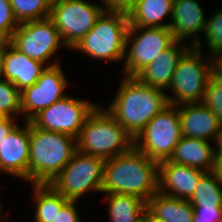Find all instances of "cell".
<instances>
[{"instance_id":"14","label":"cell","mask_w":222,"mask_h":222,"mask_svg":"<svg viewBox=\"0 0 222 222\" xmlns=\"http://www.w3.org/2000/svg\"><path fill=\"white\" fill-rule=\"evenodd\" d=\"M18 125L0 142V170L28 182L30 154V122Z\"/></svg>"},{"instance_id":"27","label":"cell","mask_w":222,"mask_h":222,"mask_svg":"<svg viewBox=\"0 0 222 222\" xmlns=\"http://www.w3.org/2000/svg\"><path fill=\"white\" fill-rule=\"evenodd\" d=\"M18 113H21L20 91L13 83L0 78V117H12Z\"/></svg>"},{"instance_id":"3","label":"cell","mask_w":222,"mask_h":222,"mask_svg":"<svg viewBox=\"0 0 222 222\" xmlns=\"http://www.w3.org/2000/svg\"><path fill=\"white\" fill-rule=\"evenodd\" d=\"M75 140L71 135L40 129L30 123L28 182L50 184L77 151Z\"/></svg>"},{"instance_id":"21","label":"cell","mask_w":222,"mask_h":222,"mask_svg":"<svg viewBox=\"0 0 222 222\" xmlns=\"http://www.w3.org/2000/svg\"><path fill=\"white\" fill-rule=\"evenodd\" d=\"M174 0H138L129 11V27H162L169 28L170 23H161L166 15L173 11Z\"/></svg>"},{"instance_id":"13","label":"cell","mask_w":222,"mask_h":222,"mask_svg":"<svg viewBox=\"0 0 222 222\" xmlns=\"http://www.w3.org/2000/svg\"><path fill=\"white\" fill-rule=\"evenodd\" d=\"M65 78L60 65L53 63L46 67L35 84L20 92L21 114H26V121L66 96L63 94L67 86Z\"/></svg>"},{"instance_id":"1","label":"cell","mask_w":222,"mask_h":222,"mask_svg":"<svg viewBox=\"0 0 222 222\" xmlns=\"http://www.w3.org/2000/svg\"><path fill=\"white\" fill-rule=\"evenodd\" d=\"M159 163L133 147L105 160L101 192L135 195L146 202L158 192Z\"/></svg>"},{"instance_id":"34","label":"cell","mask_w":222,"mask_h":222,"mask_svg":"<svg viewBox=\"0 0 222 222\" xmlns=\"http://www.w3.org/2000/svg\"><path fill=\"white\" fill-rule=\"evenodd\" d=\"M13 117H0V142L17 126Z\"/></svg>"},{"instance_id":"33","label":"cell","mask_w":222,"mask_h":222,"mask_svg":"<svg viewBox=\"0 0 222 222\" xmlns=\"http://www.w3.org/2000/svg\"><path fill=\"white\" fill-rule=\"evenodd\" d=\"M138 0H102L105 11L129 13Z\"/></svg>"},{"instance_id":"11","label":"cell","mask_w":222,"mask_h":222,"mask_svg":"<svg viewBox=\"0 0 222 222\" xmlns=\"http://www.w3.org/2000/svg\"><path fill=\"white\" fill-rule=\"evenodd\" d=\"M96 104L65 96L36 114L29 122L40 129L65 133L75 138Z\"/></svg>"},{"instance_id":"6","label":"cell","mask_w":222,"mask_h":222,"mask_svg":"<svg viewBox=\"0 0 222 222\" xmlns=\"http://www.w3.org/2000/svg\"><path fill=\"white\" fill-rule=\"evenodd\" d=\"M200 50L194 46L183 54L173 73L169 89L175 96H168V104L179 105L202 103L210 76L214 73V60L211 65L203 63Z\"/></svg>"},{"instance_id":"15","label":"cell","mask_w":222,"mask_h":222,"mask_svg":"<svg viewBox=\"0 0 222 222\" xmlns=\"http://www.w3.org/2000/svg\"><path fill=\"white\" fill-rule=\"evenodd\" d=\"M204 173L203 170L173 163L169 160L160 162L158 167V192L188 200Z\"/></svg>"},{"instance_id":"32","label":"cell","mask_w":222,"mask_h":222,"mask_svg":"<svg viewBox=\"0 0 222 222\" xmlns=\"http://www.w3.org/2000/svg\"><path fill=\"white\" fill-rule=\"evenodd\" d=\"M76 201H68L61 209L53 222H80Z\"/></svg>"},{"instance_id":"18","label":"cell","mask_w":222,"mask_h":222,"mask_svg":"<svg viewBox=\"0 0 222 222\" xmlns=\"http://www.w3.org/2000/svg\"><path fill=\"white\" fill-rule=\"evenodd\" d=\"M47 66L31 59L9 43L3 58L1 78L13 83L21 92L32 86L40 78Z\"/></svg>"},{"instance_id":"8","label":"cell","mask_w":222,"mask_h":222,"mask_svg":"<svg viewBox=\"0 0 222 222\" xmlns=\"http://www.w3.org/2000/svg\"><path fill=\"white\" fill-rule=\"evenodd\" d=\"M105 160L78 150L50 185L64 198L78 201L88 191L101 192Z\"/></svg>"},{"instance_id":"16","label":"cell","mask_w":222,"mask_h":222,"mask_svg":"<svg viewBox=\"0 0 222 222\" xmlns=\"http://www.w3.org/2000/svg\"><path fill=\"white\" fill-rule=\"evenodd\" d=\"M182 136L217 141L222 122L203 103L184 104L178 109Z\"/></svg>"},{"instance_id":"20","label":"cell","mask_w":222,"mask_h":222,"mask_svg":"<svg viewBox=\"0 0 222 222\" xmlns=\"http://www.w3.org/2000/svg\"><path fill=\"white\" fill-rule=\"evenodd\" d=\"M209 142L182 136L168 160L209 172L212 170L216 157V151Z\"/></svg>"},{"instance_id":"39","label":"cell","mask_w":222,"mask_h":222,"mask_svg":"<svg viewBox=\"0 0 222 222\" xmlns=\"http://www.w3.org/2000/svg\"><path fill=\"white\" fill-rule=\"evenodd\" d=\"M216 144L218 145V150L216 151V157L215 158H222V131L220 135L217 138Z\"/></svg>"},{"instance_id":"31","label":"cell","mask_w":222,"mask_h":222,"mask_svg":"<svg viewBox=\"0 0 222 222\" xmlns=\"http://www.w3.org/2000/svg\"><path fill=\"white\" fill-rule=\"evenodd\" d=\"M193 222H222V206L193 207Z\"/></svg>"},{"instance_id":"23","label":"cell","mask_w":222,"mask_h":222,"mask_svg":"<svg viewBox=\"0 0 222 222\" xmlns=\"http://www.w3.org/2000/svg\"><path fill=\"white\" fill-rule=\"evenodd\" d=\"M108 195V196H107ZM111 222H139L147 209V202L135 195L106 194Z\"/></svg>"},{"instance_id":"7","label":"cell","mask_w":222,"mask_h":222,"mask_svg":"<svg viewBox=\"0 0 222 222\" xmlns=\"http://www.w3.org/2000/svg\"><path fill=\"white\" fill-rule=\"evenodd\" d=\"M178 106L168 104L134 139V147L158 163L170 158L182 137Z\"/></svg>"},{"instance_id":"30","label":"cell","mask_w":222,"mask_h":222,"mask_svg":"<svg viewBox=\"0 0 222 222\" xmlns=\"http://www.w3.org/2000/svg\"><path fill=\"white\" fill-rule=\"evenodd\" d=\"M18 25L10 0H0V36L10 39Z\"/></svg>"},{"instance_id":"12","label":"cell","mask_w":222,"mask_h":222,"mask_svg":"<svg viewBox=\"0 0 222 222\" xmlns=\"http://www.w3.org/2000/svg\"><path fill=\"white\" fill-rule=\"evenodd\" d=\"M10 43L31 59L45 64L64 43L58 29L48 17L20 23L10 38Z\"/></svg>"},{"instance_id":"4","label":"cell","mask_w":222,"mask_h":222,"mask_svg":"<svg viewBox=\"0 0 222 222\" xmlns=\"http://www.w3.org/2000/svg\"><path fill=\"white\" fill-rule=\"evenodd\" d=\"M77 150L104 160L127 153L134 138L106 110L97 105L76 138Z\"/></svg>"},{"instance_id":"36","label":"cell","mask_w":222,"mask_h":222,"mask_svg":"<svg viewBox=\"0 0 222 222\" xmlns=\"http://www.w3.org/2000/svg\"><path fill=\"white\" fill-rule=\"evenodd\" d=\"M10 43V39L0 36V78L3 70V58L5 51Z\"/></svg>"},{"instance_id":"28","label":"cell","mask_w":222,"mask_h":222,"mask_svg":"<svg viewBox=\"0 0 222 222\" xmlns=\"http://www.w3.org/2000/svg\"><path fill=\"white\" fill-rule=\"evenodd\" d=\"M210 19L206 20L204 29L205 39L211 55L209 60H213L222 53V9H219Z\"/></svg>"},{"instance_id":"17","label":"cell","mask_w":222,"mask_h":222,"mask_svg":"<svg viewBox=\"0 0 222 222\" xmlns=\"http://www.w3.org/2000/svg\"><path fill=\"white\" fill-rule=\"evenodd\" d=\"M171 18L169 29L175 40L182 42L194 37L192 46L200 50L201 42L197 34L204 32L206 20L197 0H174Z\"/></svg>"},{"instance_id":"29","label":"cell","mask_w":222,"mask_h":222,"mask_svg":"<svg viewBox=\"0 0 222 222\" xmlns=\"http://www.w3.org/2000/svg\"><path fill=\"white\" fill-rule=\"evenodd\" d=\"M202 103L222 122V78L215 72L210 76Z\"/></svg>"},{"instance_id":"26","label":"cell","mask_w":222,"mask_h":222,"mask_svg":"<svg viewBox=\"0 0 222 222\" xmlns=\"http://www.w3.org/2000/svg\"><path fill=\"white\" fill-rule=\"evenodd\" d=\"M53 0H10L18 23L41 20L50 16Z\"/></svg>"},{"instance_id":"22","label":"cell","mask_w":222,"mask_h":222,"mask_svg":"<svg viewBox=\"0 0 222 222\" xmlns=\"http://www.w3.org/2000/svg\"><path fill=\"white\" fill-rule=\"evenodd\" d=\"M147 209L167 222H193L194 209L186 199L156 192L147 201Z\"/></svg>"},{"instance_id":"35","label":"cell","mask_w":222,"mask_h":222,"mask_svg":"<svg viewBox=\"0 0 222 222\" xmlns=\"http://www.w3.org/2000/svg\"><path fill=\"white\" fill-rule=\"evenodd\" d=\"M211 172L222 186V158H215Z\"/></svg>"},{"instance_id":"38","label":"cell","mask_w":222,"mask_h":222,"mask_svg":"<svg viewBox=\"0 0 222 222\" xmlns=\"http://www.w3.org/2000/svg\"><path fill=\"white\" fill-rule=\"evenodd\" d=\"M143 219L146 222H167L163 219H160V218L154 216L148 209H146V211L144 213V216H143Z\"/></svg>"},{"instance_id":"37","label":"cell","mask_w":222,"mask_h":222,"mask_svg":"<svg viewBox=\"0 0 222 222\" xmlns=\"http://www.w3.org/2000/svg\"><path fill=\"white\" fill-rule=\"evenodd\" d=\"M214 72L222 78V53L214 58Z\"/></svg>"},{"instance_id":"24","label":"cell","mask_w":222,"mask_h":222,"mask_svg":"<svg viewBox=\"0 0 222 222\" xmlns=\"http://www.w3.org/2000/svg\"><path fill=\"white\" fill-rule=\"evenodd\" d=\"M36 204L35 222H53L57 213L69 201L50 184H33Z\"/></svg>"},{"instance_id":"19","label":"cell","mask_w":222,"mask_h":222,"mask_svg":"<svg viewBox=\"0 0 222 222\" xmlns=\"http://www.w3.org/2000/svg\"><path fill=\"white\" fill-rule=\"evenodd\" d=\"M179 43L182 42L175 41L168 49L159 53V56L135 77L151 87L159 88L163 91L167 90L170 87L173 73L180 58L190 48L184 43L183 45Z\"/></svg>"},{"instance_id":"25","label":"cell","mask_w":222,"mask_h":222,"mask_svg":"<svg viewBox=\"0 0 222 222\" xmlns=\"http://www.w3.org/2000/svg\"><path fill=\"white\" fill-rule=\"evenodd\" d=\"M188 201L192 207L222 206V186L211 171L200 177L198 186Z\"/></svg>"},{"instance_id":"5","label":"cell","mask_w":222,"mask_h":222,"mask_svg":"<svg viewBox=\"0 0 222 222\" xmlns=\"http://www.w3.org/2000/svg\"><path fill=\"white\" fill-rule=\"evenodd\" d=\"M128 27L127 13L104 11L73 50L100 60L121 61L126 53Z\"/></svg>"},{"instance_id":"2","label":"cell","mask_w":222,"mask_h":222,"mask_svg":"<svg viewBox=\"0 0 222 222\" xmlns=\"http://www.w3.org/2000/svg\"><path fill=\"white\" fill-rule=\"evenodd\" d=\"M109 105L106 110L135 139L168 101L163 90L144 84L135 76H125Z\"/></svg>"},{"instance_id":"9","label":"cell","mask_w":222,"mask_h":222,"mask_svg":"<svg viewBox=\"0 0 222 222\" xmlns=\"http://www.w3.org/2000/svg\"><path fill=\"white\" fill-rule=\"evenodd\" d=\"M104 11L102 5L84 0H53L49 18L58 29L65 47L73 49Z\"/></svg>"},{"instance_id":"10","label":"cell","mask_w":222,"mask_h":222,"mask_svg":"<svg viewBox=\"0 0 222 222\" xmlns=\"http://www.w3.org/2000/svg\"><path fill=\"white\" fill-rule=\"evenodd\" d=\"M138 31H141L139 35ZM175 41L169 28L128 27L126 50L128 46L130 47L128 54L125 53L126 61L123 67L126 76H136L153 62L159 56V53L168 49Z\"/></svg>"}]
</instances>
